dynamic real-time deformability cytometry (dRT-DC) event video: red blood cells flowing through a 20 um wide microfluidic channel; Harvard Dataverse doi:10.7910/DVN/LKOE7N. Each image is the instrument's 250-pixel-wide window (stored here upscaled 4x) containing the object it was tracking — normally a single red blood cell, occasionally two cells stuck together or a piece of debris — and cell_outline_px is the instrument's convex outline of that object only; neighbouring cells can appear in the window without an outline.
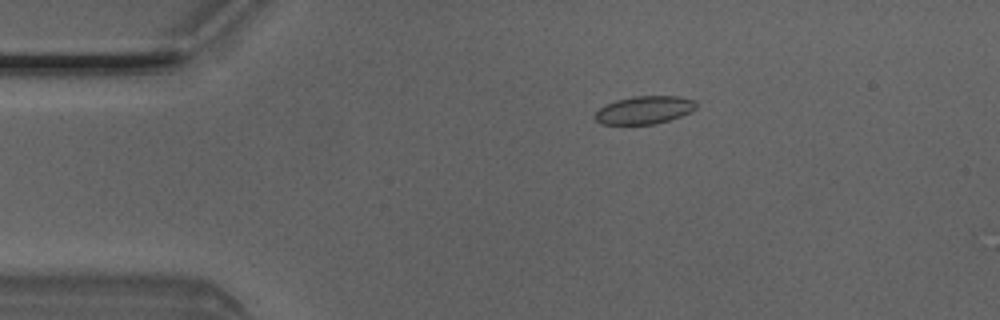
{"species": "Egyptian fruit bat (a non-hibernating species)", "species_latin": "Rousettus aegyptiacus", "temperature_condition": "room temperature", "stored_images_in_passage": 7, "camera_frame_rate_fps": 3000, "um_per_image_px": 0.085, "animal": {"sex": "male"}, "frame": {"image": 1, "passage_image": 3, "time_ms": 0.667, "image_size_px": [1000, 320], "cell_outline_px": [[696, 108], [680, 116], [656, 124], [600, 124], [592, 116], [604, 104], [616, 100], [632, 96], [680, 96], [696, 100]], "centroid_in_image_um": [54.74, 9.34], "position_along_channel_um": 30.3, "area_um2": 16.53}}
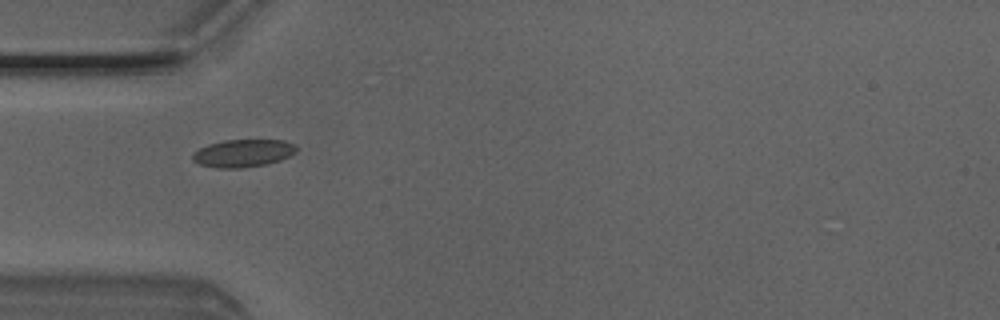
{"frame": {"image": 2, "passage_image": 5, "time_ms": 1.333, "image_size_px": [1000, 320], "cell_outline_px": [[296, 152], [280, 160], [268, 164], [240, 168], [216, 168], [200, 164], [192, 160], [192, 152], [208, 144], [224, 140], [284, 140], [296, 144]], "centroid_in_image_um": [20.65, 13.02], "position_along_channel_um": 64.3, "area_um2": 16.82}}